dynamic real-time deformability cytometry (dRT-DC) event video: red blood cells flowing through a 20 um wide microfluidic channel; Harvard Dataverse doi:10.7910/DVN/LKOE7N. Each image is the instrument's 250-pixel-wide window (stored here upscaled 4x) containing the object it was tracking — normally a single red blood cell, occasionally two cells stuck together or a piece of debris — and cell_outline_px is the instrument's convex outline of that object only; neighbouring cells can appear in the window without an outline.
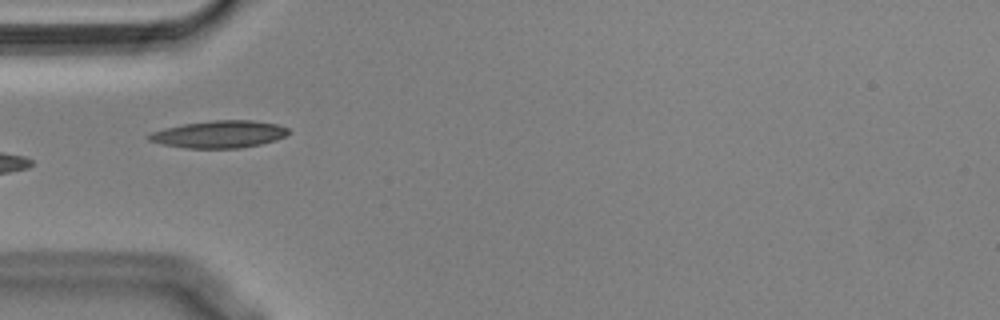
{"species": "Egyptian fruit bat (a non-hibernating species)", "species_latin": "Rousettus aegyptiacus", "temperature_condition": "cold", "stored_images_in_passage": 39, "camera_frame_rate_fps": 3000, "um_per_image_px": 0.085, "animal": {"sex": "male"}, "frame": {"image": 1, "passage_image": 1, "time_ms": 0.0, "image_size_px": [1000, 320], "cell_outline_px": [[288, 132], [284, 136], [276, 140], [260, 144], [240, 148], [184, 148], [164, 144], [148, 140], [144, 136], [152, 132], [164, 128], [184, 124], [212, 120], [252, 120], [276, 124], [288, 128]], "centroid_in_image_um": [18.6, 11.41], "position_along_channel_um": 66.4, "area_um2": 22.08}, "authors_computed_cell_mechanics": {"area_um2": 21.5594, "velocity_mm_per_s": 3.5614, "shape_relaxation_time_tau1_ms": null, "shape_relaxation_time_tau2_ms": 3.455, "deformation_change_tau1": null, "deformation_change_tau2": 0.0889}}